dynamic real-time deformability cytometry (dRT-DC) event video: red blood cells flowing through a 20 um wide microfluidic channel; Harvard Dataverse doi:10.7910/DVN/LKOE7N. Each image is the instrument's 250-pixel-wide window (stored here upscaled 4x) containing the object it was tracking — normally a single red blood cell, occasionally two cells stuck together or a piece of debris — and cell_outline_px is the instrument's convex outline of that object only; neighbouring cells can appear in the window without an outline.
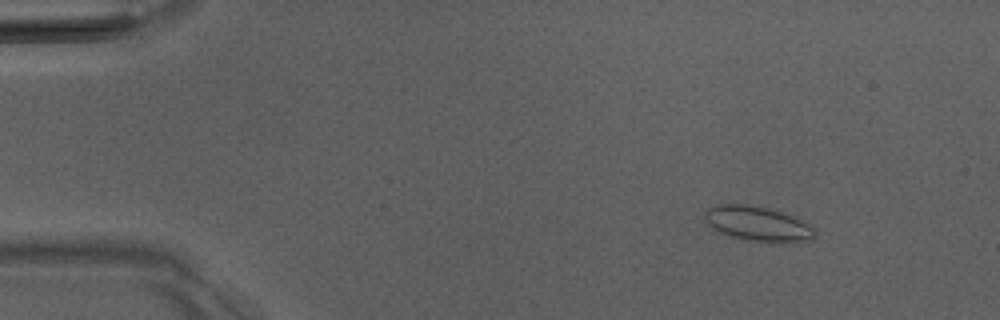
{"species": "Egyptian fruit bat (a non-hibernating species)", "species_latin": "Rousettus aegyptiacus", "temperature_condition": "room temperature", "stored_images_in_passage": 5, "camera_frame_rate_fps": 3000, "um_per_image_px": 0.085, "animal": {"sex": "male"}, "frame": {"image": 1, "passage_image": 1, "time_ms": 0.0, "image_size_px": [1000, 320], "cell_outline_px": [[816, 236], [812, 240], [796, 244], [776, 244], [748, 240], [732, 236], [720, 232], [712, 228], [704, 220], [704, 212], [708, 208], [720, 204], [748, 204], [768, 208], [792, 216], [812, 224], [816, 232]], "centroid_in_image_um": [64.5, 19.06], "position_along_channel_um": 20.5, "area_um2": 23.0}}